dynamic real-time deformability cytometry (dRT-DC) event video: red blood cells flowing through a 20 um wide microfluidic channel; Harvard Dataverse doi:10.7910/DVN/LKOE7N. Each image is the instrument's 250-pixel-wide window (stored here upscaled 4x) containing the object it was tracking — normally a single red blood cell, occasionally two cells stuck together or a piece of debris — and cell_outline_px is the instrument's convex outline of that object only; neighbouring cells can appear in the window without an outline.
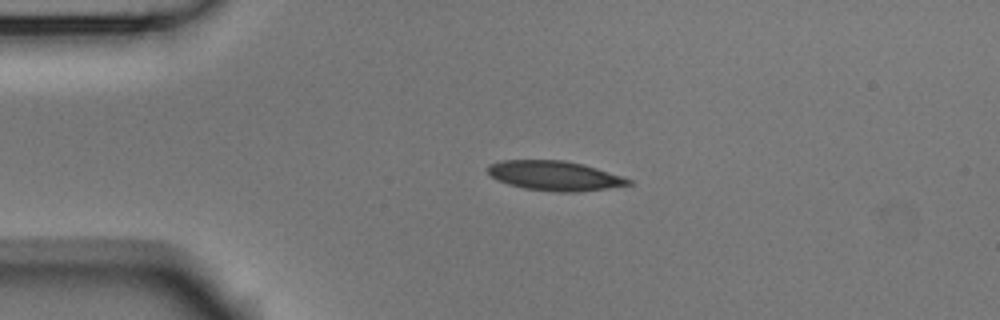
{"species": "Egyptian fruit bat (a non-hibernating species)", "species_latin": "Rousettus aegyptiacus", "temperature_condition": "room temperature", "stored_images_in_passage": 2, "camera_frame_rate_fps": 3000, "um_per_image_px": 0.085, "animal": {"sex": "male"}, "frame": {"image": 1, "passage_image": 1, "time_ms": 0.0, "image_size_px": [1000, 320], "cell_outline_px": [[632, 184], [608, 188], [576, 192], [560, 192], [524, 188], [508, 184], [492, 176], [488, 172], [488, 164], [504, 160], [564, 160], [584, 164], [624, 176], [632, 180]], "centroid_in_image_um": [47.19, 14.93], "position_along_channel_um": 37.8, "area_um2": 24.22}}